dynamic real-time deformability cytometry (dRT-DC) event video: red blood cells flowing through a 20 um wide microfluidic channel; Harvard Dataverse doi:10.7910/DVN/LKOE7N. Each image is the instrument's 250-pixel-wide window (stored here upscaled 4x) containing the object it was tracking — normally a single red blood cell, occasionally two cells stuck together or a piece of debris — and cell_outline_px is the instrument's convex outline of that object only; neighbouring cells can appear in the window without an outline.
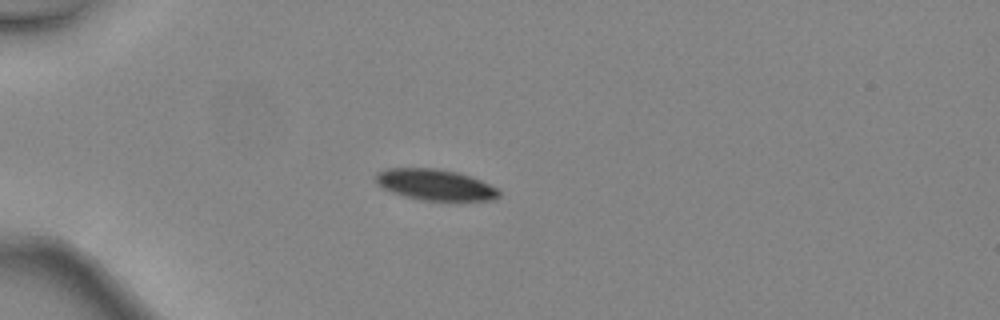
{"species": "common noctule bat (a hibernating species)", "species_latin": "Nyctalus noctula", "temperature_condition": "warm", "stored_images_in_passage": 34, "camera_frame_rate_fps": 3000, "um_per_image_px": 0.085, "animal": {"sex": "female", "body_mass_g": 24.6, "forearm_length_mm": 56.2}, "frame": {"image": 1, "passage_image": 1, "time_ms": 0.0, "image_size_px": [1000, 320], "cell_outline_px": [[500, 196], [496, 200], [424, 200], [404, 196], [380, 188], [376, 184], [376, 172], [388, 168], [436, 168], [456, 172], [480, 180], [496, 188], [500, 192]], "centroid_in_image_um": [36.95, 15.7], "position_along_channel_um": 48.1, "area_um2": 22.2}}
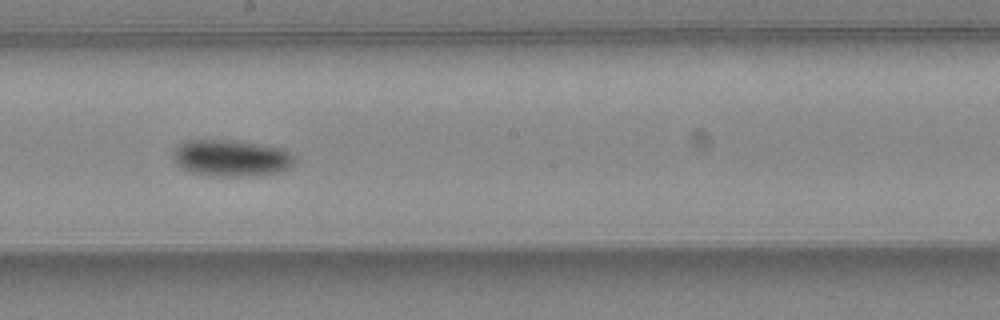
{"frame": {"image": 2, "passage_image": 15, "time_ms": 4.667, "image_size_px": [1000, 320], "cell_outline_px": [[296, 164], [284, 172], [260, 176], [208, 176], [192, 172], [176, 164], [172, 160], [172, 152], [180, 144], [188, 140], [224, 140], [256, 144], [284, 148], [296, 156]], "centroid_in_image_um": [19.73, 13.46], "position_along_channel_um": 228.5, "area_um2": 26.36}}
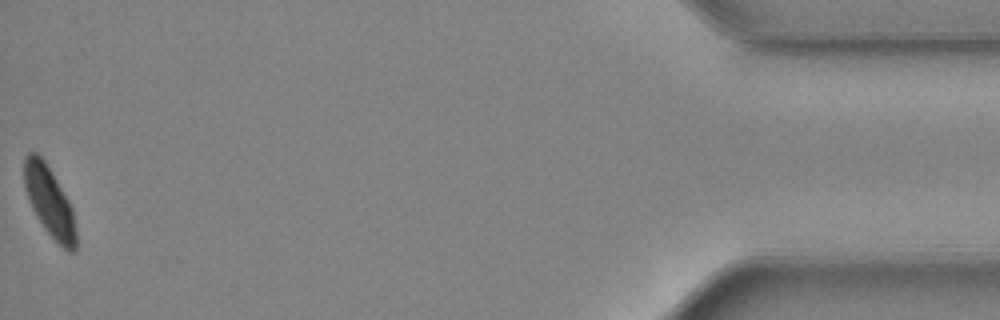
{"frame": {"image": 3, "passage_image": 34, "time_ms": 11.0, "image_size_px": [1000, 320], "cell_outline_px": [[76, 252], [68, 252], [44, 228], [36, 216], [28, 200], [24, 184], [24, 160], [28, 152], [36, 152], [44, 160], [52, 172], [68, 200], [72, 208], [76, 232]], "centroid_in_image_um": [4.2, 17.13], "position_along_channel_um": 431.0, "area_um2": 20.92}, "authors_computed_cell_mechanics": {"area_um2": 23.987, "velocity_mm_per_s": 4.5323, "shape_relaxation_time_tau1_ms": 2.6409, "shape_relaxation_time_tau2_ms": null, "deformation_change_tau1": 0.0991, "deformation_change_tau2": null}}